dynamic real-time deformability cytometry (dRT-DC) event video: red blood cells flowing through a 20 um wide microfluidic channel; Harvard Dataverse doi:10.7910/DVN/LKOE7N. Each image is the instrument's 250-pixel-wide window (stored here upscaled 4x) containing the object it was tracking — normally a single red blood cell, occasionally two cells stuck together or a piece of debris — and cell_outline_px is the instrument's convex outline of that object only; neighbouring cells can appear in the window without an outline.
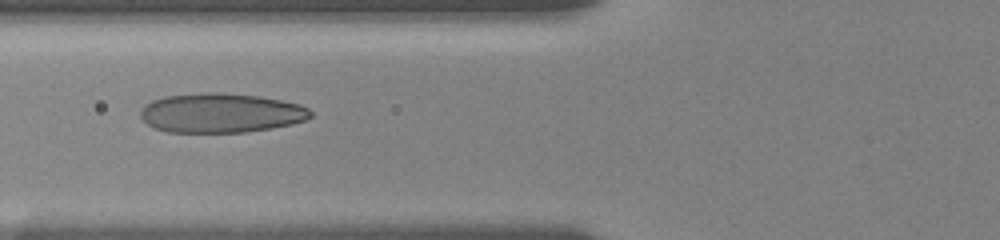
{"species": "human", "species_latin": "Homo sapiens", "temperature_condition": "room temperature", "stored_images_in_passage": 13, "camera_frame_rate_fps": 3000, "um_per_image_px": 0.085, "donor": {"sex": "female"}, "frame": {"image": 1, "passage_image": 11, "time_ms": 6.667, "image_size_px": [1000, 240], "cell_outline_px": [[312, 116], [304, 120], [292, 124], [272, 128], [244, 132], [168, 132], [152, 128], [140, 116], [140, 112], [144, 104], [152, 100], [164, 96], [200, 92], [216, 92], [260, 96], [300, 104], [308, 108], [312, 112]], "centroid_in_image_um": [18.75, 9.59], "position_along_channel_um": 107.1, "area_um2": 39.3}}
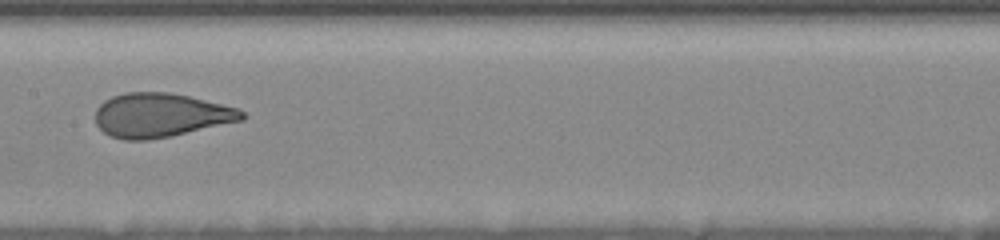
{"frame": {"image": 2, "passage_image": 13, "time_ms": 9.0, "image_size_px": [1000, 240], "cell_outline_px": [[248, 116], [244, 120], [172, 136], [148, 140], [124, 140], [112, 136], [104, 132], [96, 124], [96, 108], [104, 100], [112, 96], [124, 92], [168, 92], [188, 96], [240, 108]], "centroid_in_image_um": [13.68, 9.79], "position_along_channel_um": 193.7, "area_um2": 37.86}}